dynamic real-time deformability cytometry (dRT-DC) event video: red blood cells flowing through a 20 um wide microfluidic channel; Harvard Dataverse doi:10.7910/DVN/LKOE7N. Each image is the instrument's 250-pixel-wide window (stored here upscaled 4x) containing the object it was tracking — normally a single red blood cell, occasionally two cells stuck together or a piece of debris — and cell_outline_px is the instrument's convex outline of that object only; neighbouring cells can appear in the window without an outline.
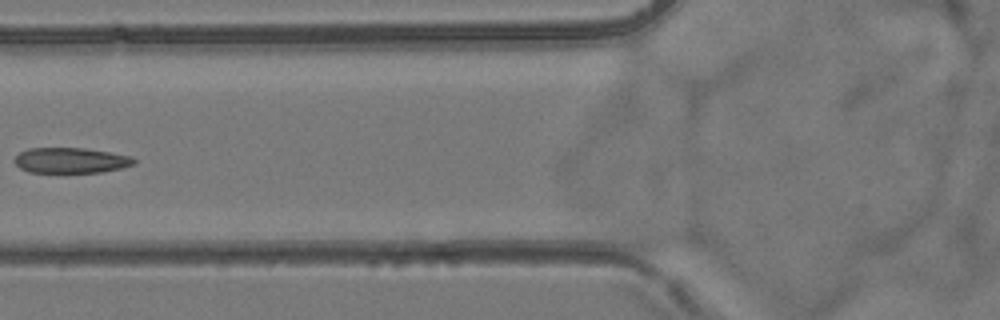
{"species": "common noctule bat (a hibernating species)", "species_latin": "Nyctalus noctula", "temperature_condition": "room temperature", "stored_images_in_passage": 8, "camera_frame_rate_fps": 3000, "um_per_image_px": 0.085, "animal": {"sex": "female", "body_mass_g": 24.6, "forearm_length_mm": 56.2}, "frame": {"image": 1, "passage_image": 7, "time_ms": 7.0, "image_size_px": [1000, 320], "cell_outline_px": [[136, 164], [120, 168], [100, 172], [28, 172], [20, 168], [12, 160], [20, 152], [28, 148], [84, 148], [132, 156], [136, 160]], "centroid_in_image_um": [6.01, 13.63], "position_along_channel_um": 119.8, "area_um2": 17.69}}
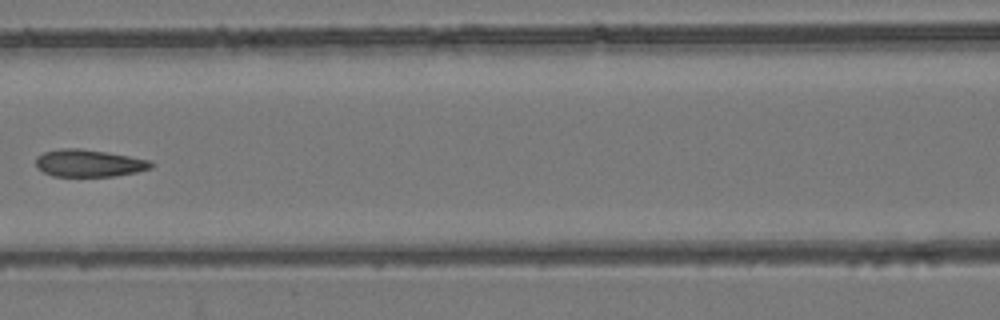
{"frame": {"image": 2, "passage_image": 8, "time_ms": 8.0, "image_size_px": [1000, 320], "cell_outline_px": [[156, 164], [152, 168], [136, 172], [112, 176], [52, 176], [36, 168], [36, 156], [44, 152], [60, 148], [80, 148], [108, 152], [152, 160]], "centroid_in_image_um": [7.58, 13.86], "position_along_channel_um": 159.0, "area_um2": 18.55}}